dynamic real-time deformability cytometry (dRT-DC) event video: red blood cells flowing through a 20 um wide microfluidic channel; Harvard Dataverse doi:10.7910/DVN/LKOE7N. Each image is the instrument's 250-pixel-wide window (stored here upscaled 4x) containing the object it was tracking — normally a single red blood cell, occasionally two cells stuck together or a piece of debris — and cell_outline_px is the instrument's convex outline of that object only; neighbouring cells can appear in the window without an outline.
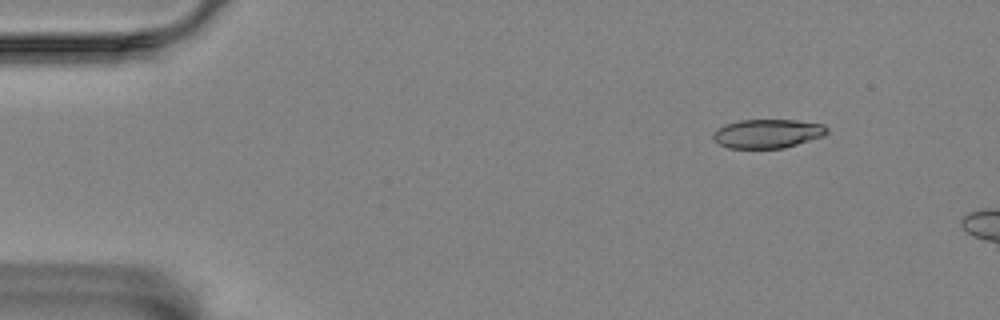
{"species": "Egyptian fruit bat (a non-hibernating species)", "species_latin": "Rousettus aegyptiacus", "temperature_condition": "room temperature", "stored_images_in_passage": 6, "camera_frame_rate_fps": 3000, "um_per_image_px": 0.085, "animal": {"sex": "female"}, "frame": {"image": 1, "passage_image": 1, "time_ms": 0.0, "image_size_px": [1000, 320], "cell_outline_px": [[828, 132], [824, 136], [784, 148], [728, 148], [712, 140], [712, 136], [716, 128], [724, 124], [740, 120], [796, 120], [824, 124], [828, 128]], "centroid_in_image_um": [65.23, 11.35], "position_along_channel_um": 19.8, "area_um2": 19.36}}